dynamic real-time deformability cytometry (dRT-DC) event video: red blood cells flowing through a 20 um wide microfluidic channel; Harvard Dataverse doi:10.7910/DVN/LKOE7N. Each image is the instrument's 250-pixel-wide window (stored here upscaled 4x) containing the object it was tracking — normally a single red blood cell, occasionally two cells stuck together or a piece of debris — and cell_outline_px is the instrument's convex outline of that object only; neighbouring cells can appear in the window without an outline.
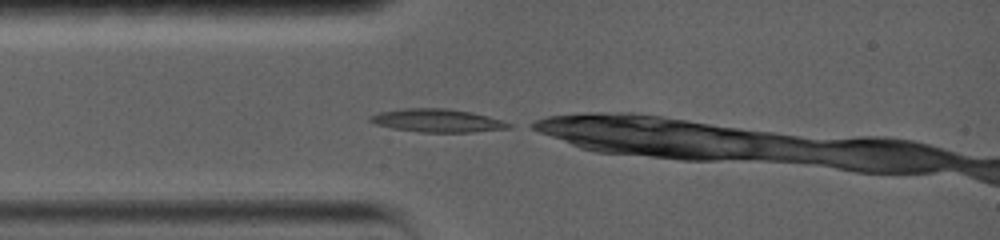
{"species": "common noctule bat (a hibernating species)", "species_latin": "Nyctalus noctula", "temperature_condition": "warm", "stored_images_in_passage": 42, "camera_frame_rate_fps": 5000, "um_per_image_px": 0.085, "animal": {"sex": "female", "body_mass_g": 19.0, "forearm_length_mm": 56.7}, "frame": {"image": 1, "passage_image": 1, "time_ms": 0.0, "image_size_px": [1000, 240], "cell_outline_px": [[512, 128], [472, 132], [420, 132], [392, 128], [376, 124], [368, 120], [368, 116], [380, 112], [404, 108], [448, 108], [472, 112], [500, 120], [512, 124]], "centroid_in_image_um": [37.16, 10.24], "position_along_channel_um": 47.8, "area_um2": 18.67}}
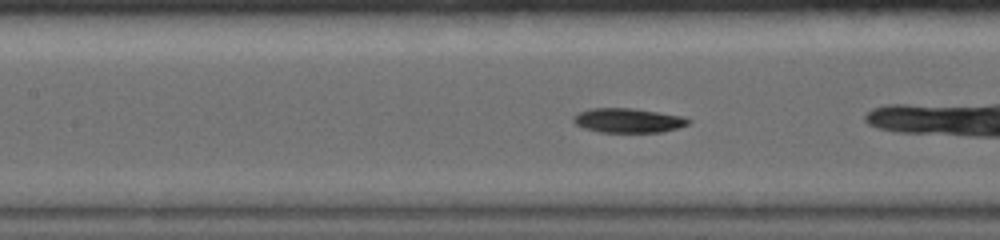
{"frame": {"image": 2, "passage_image": 14, "time_ms": 2.6, "image_size_px": [1000, 240], "cell_outline_px": [[692, 120], [688, 124], [676, 128], [660, 132], [600, 132], [584, 128], [576, 124], [572, 120], [572, 116], [588, 108], [632, 108], [684, 116]], "centroid_in_image_um": [53.37, 10.23], "position_along_channel_um": 154.0, "area_um2": 16.36}}
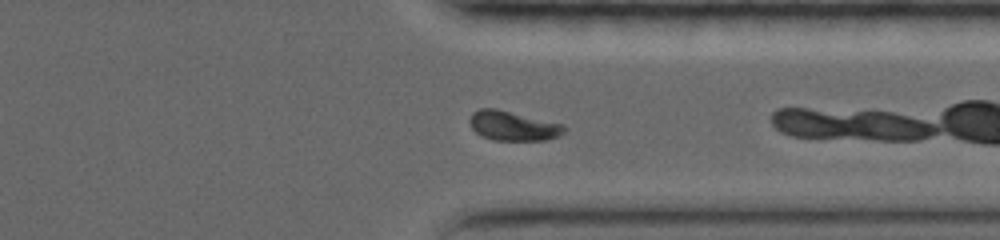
{"frame": {"image": 3, "passage_image": 32, "time_ms": 6.2, "image_size_px": [1000, 240], "cell_outline_px": [[568, 128], [560, 136], [548, 140], [492, 140], [476, 132], [472, 128], [468, 120], [472, 112], [480, 108], [496, 108], [564, 124]], "centroid_in_image_um": [43.63, 10.69], "position_along_channel_um": 367.8, "area_um2": 16.47}, "authors_computed_cell_mechanics": {"area_um2": 16.6175, "velocity_mm_per_s": 3.868, "shape_relaxation_time_tau1_ms": 4.5209, "shape_relaxation_time_tau2_ms": 3.8758, "deformation_change_tau1": 0.2377, "deformation_change_tau2": 0.084}}